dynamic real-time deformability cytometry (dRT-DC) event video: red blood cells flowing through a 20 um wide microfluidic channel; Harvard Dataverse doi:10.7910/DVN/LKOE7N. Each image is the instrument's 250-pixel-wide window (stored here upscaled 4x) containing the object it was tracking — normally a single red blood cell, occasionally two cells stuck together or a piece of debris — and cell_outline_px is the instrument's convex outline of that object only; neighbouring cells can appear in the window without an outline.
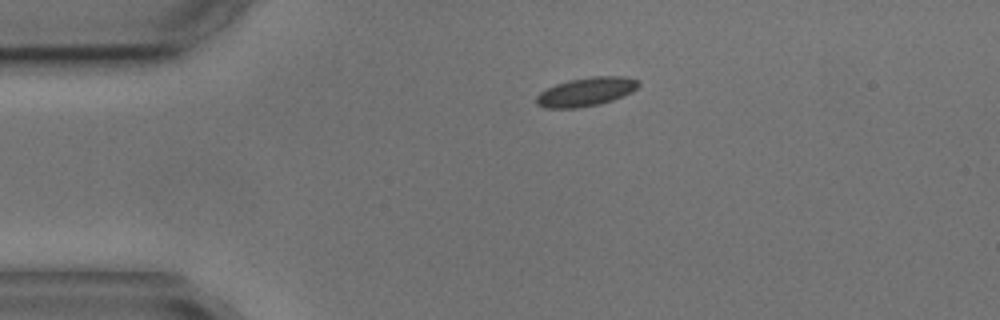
{"species": "common noctule bat (a hibernating species)", "species_latin": "Nyctalus noctula", "temperature_condition": "cold", "stored_images_in_passage": 2, "camera_frame_rate_fps": 3000, "um_per_image_px": 0.085, "animal": {"sex": "male", "body_mass_g": 17.9, "forearm_length_mm": 54.2}, "frame": {"image": 1, "passage_image": 1, "time_ms": 0.0, "image_size_px": [1000, 320], "cell_outline_px": [[640, 84], [632, 92], [612, 100], [600, 104], [580, 108], [544, 108], [536, 104], [536, 96], [540, 92], [556, 84], [568, 80], [592, 76], [624, 76], [640, 80]], "centroid_in_image_um": [49.82, 7.8], "position_along_channel_um": 35.2, "area_um2": 17.22}}